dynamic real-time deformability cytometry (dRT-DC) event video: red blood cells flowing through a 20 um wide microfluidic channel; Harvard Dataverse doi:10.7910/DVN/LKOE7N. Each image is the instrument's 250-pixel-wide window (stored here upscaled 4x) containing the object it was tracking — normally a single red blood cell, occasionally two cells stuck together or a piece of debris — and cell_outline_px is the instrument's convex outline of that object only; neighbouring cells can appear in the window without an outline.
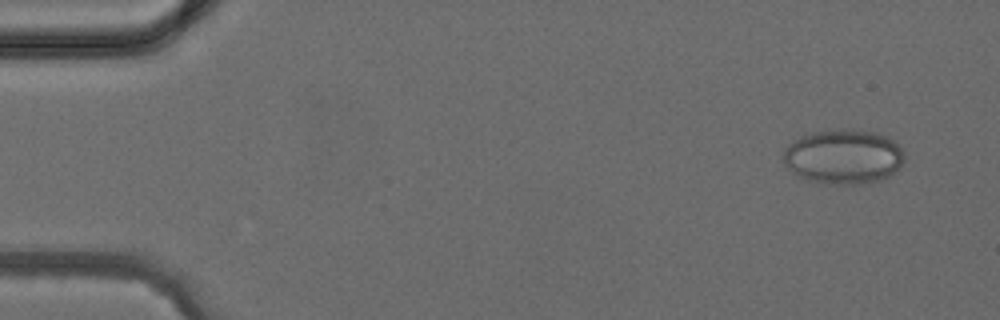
{"species": "common noctule bat (a hibernating species)", "species_latin": "Nyctalus noctula", "temperature_condition": "cold", "stored_images_in_passage": 4, "camera_frame_rate_fps": 3000, "um_per_image_px": 0.085, "animal": {"sex": "female", "body_mass_g": 24.6, "forearm_length_mm": 56.2}, "frame": {"image": 1, "passage_image": 1, "time_ms": 0.0, "image_size_px": [1000, 320], "cell_outline_px": [[904, 160], [900, 168], [896, 172], [880, 180], [860, 184], [828, 184], [804, 180], [788, 168], [784, 164], [784, 148], [792, 140], [800, 136], [812, 132], [840, 128], [852, 128], [876, 132], [888, 136], [896, 140], [904, 152]], "centroid_in_image_um": [71.71, 13.3], "position_along_channel_um": 13.3, "area_um2": 39.42}}